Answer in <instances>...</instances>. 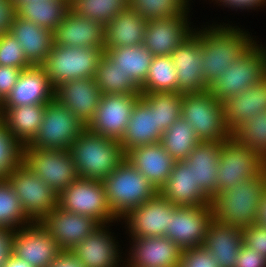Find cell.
<instances>
[{
	"label": "cell",
	"mask_w": 266,
	"mask_h": 267,
	"mask_svg": "<svg viewBox=\"0 0 266 267\" xmlns=\"http://www.w3.org/2000/svg\"><path fill=\"white\" fill-rule=\"evenodd\" d=\"M3 267H32L27 262L11 255Z\"/></svg>",
	"instance_id": "obj_55"
},
{
	"label": "cell",
	"mask_w": 266,
	"mask_h": 267,
	"mask_svg": "<svg viewBox=\"0 0 266 267\" xmlns=\"http://www.w3.org/2000/svg\"><path fill=\"white\" fill-rule=\"evenodd\" d=\"M102 96L94 78L63 82L55 87L54 99L87 126L93 119Z\"/></svg>",
	"instance_id": "obj_18"
},
{
	"label": "cell",
	"mask_w": 266,
	"mask_h": 267,
	"mask_svg": "<svg viewBox=\"0 0 266 267\" xmlns=\"http://www.w3.org/2000/svg\"><path fill=\"white\" fill-rule=\"evenodd\" d=\"M140 95L102 94L93 119L86 128L92 133L120 141Z\"/></svg>",
	"instance_id": "obj_15"
},
{
	"label": "cell",
	"mask_w": 266,
	"mask_h": 267,
	"mask_svg": "<svg viewBox=\"0 0 266 267\" xmlns=\"http://www.w3.org/2000/svg\"><path fill=\"white\" fill-rule=\"evenodd\" d=\"M104 48L68 47L53 44L41 65L53 87L76 79L94 78Z\"/></svg>",
	"instance_id": "obj_5"
},
{
	"label": "cell",
	"mask_w": 266,
	"mask_h": 267,
	"mask_svg": "<svg viewBox=\"0 0 266 267\" xmlns=\"http://www.w3.org/2000/svg\"><path fill=\"white\" fill-rule=\"evenodd\" d=\"M190 0H128V8L145 20L165 19L176 15H188Z\"/></svg>",
	"instance_id": "obj_40"
},
{
	"label": "cell",
	"mask_w": 266,
	"mask_h": 267,
	"mask_svg": "<svg viewBox=\"0 0 266 267\" xmlns=\"http://www.w3.org/2000/svg\"><path fill=\"white\" fill-rule=\"evenodd\" d=\"M99 226L92 234L80 241L70 251L84 267H118L121 256H119L118 245L111 236V232ZM108 230V231H107Z\"/></svg>",
	"instance_id": "obj_24"
},
{
	"label": "cell",
	"mask_w": 266,
	"mask_h": 267,
	"mask_svg": "<svg viewBox=\"0 0 266 267\" xmlns=\"http://www.w3.org/2000/svg\"><path fill=\"white\" fill-rule=\"evenodd\" d=\"M126 160L158 191L166 183L175 163L160 142L130 149L126 152Z\"/></svg>",
	"instance_id": "obj_27"
},
{
	"label": "cell",
	"mask_w": 266,
	"mask_h": 267,
	"mask_svg": "<svg viewBox=\"0 0 266 267\" xmlns=\"http://www.w3.org/2000/svg\"><path fill=\"white\" fill-rule=\"evenodd\" d=\"M177 71L179 93L208 91L203 79L201 65V42L195 30L171 54Z\"/></svg>",
	"instance_id": "obj_19"
},
{
	"label": "cell",
	"mask_w": 266,
	"mask_h": 267,
	"mask_svg": "<svg viewBox=\"0 0 266 267\" xmlns=\"http://www.w3.org/2000/svg\"><path fill=\"white\" fill-rule=\"evenodd\" d=\"M13 5L17 8L21 3L28 2V1H39V0H10Z\"/></svg>",
	"instance_id": "obj_56"
},
{
	"label": "cell",
	"mask_w": 266,
	"mask_h": 267,
	"mask_svg": "<svg viewBox=\"0 0 266 267\" xmlns=\"http://www.w3.org/2000/svg\"><path fill=\"white\" fill-rule=\"evenodd\" d=\"M94 80L102 94L141 95L140 86L105 52L97 64Z\"/></svg>",
	"instance_id": "obj_35"
},
{
	"label": "cell",
	"mask_w": 266,
	"mask_h": 267,
	"mask_svg": "<svg viewBox=\"0 0 266 267\" xmlns=\"http://www.w3.org/2000/svg\"><path fill=\"white\" fill-rule=\"evenodd\" d=\"M266 177H251L219 192L211 201L213 218L241 229L257 223Z\"/></svg>",
	"instance_id": "obj_3"
},
{
	"label": "cell",
	"mask_w": 266,
	"mask_h": 267,
	"mask_svg": "<svg viewBox=\"0 0 266 267\" xmlns=\"http://www.w3.org/2000/svg\"><path fill=\"white\" fill-rule=\"evenodd\" d=\"M127 266L131 267H178L182 249L166 236L131 238Z\"/></svg>",
	"instance_id": "obj_21"
},
{
	"label": "cell",
	"mask_w": 266,
	"mask_h": 267,
	"mask_svg": "<svg viewBox=\"0 0 266 267\" xmlns=\"http://www.w3.org/2000/svg\"><path fill=\"white\" fill-rule=\"evenodd\" d=\"M251 177H266V160L231 135L220 150L217 193Z\"/></svg>",
	"instance_id": "obj_8"
},
{
	"label": "cell",
	"mask_w": 266,
	"mask_h": 267,
	"mask_svg": "<svg viewBox=\"0 0 266 267\" xmlns=\"http://www.w3.org/2000/svg\"><path fill=\"white\" fill-rule=\"evenodd\" d=\"M22 162L57 194L79 178L70 150L26 145L22 150Z\"/></svg>",
	"instance_id": "obj_9"
},
{
	"label": "cell",
	"mask_w": 266,
	"mask_h": 267,
	"mask_svg": "<svg viewBox=\"0 0 266 267\" xmlns=\"http://www.w3.org/2000/svg\"><path fill=\"white\" fill-rule=\"evenodd\" d=\"M105 53L139 86L145 82L154 55L142 44L109 48Z\"/></svg>",
	"instance_id": "obj_36"
},
{
	"label": "cell",
	"mask_w": 266,
	"mask_h": 267,
	"mask_svg": "<svg viewBox=\"0 0 266 267\" xmlns=\"http://www.w3.org/2000/svg\"><path fill=\"white\" fill-rule=\"evenodd\" d=\"M55 238L62 251H70L101 224L93 217L55 207L39 221Z\"/></svg>",
	"instance_id": "obj_17"
},
{
	"label": "cell",
	"mask_w": 266,
	"mask_h": 267,
	"mask_svg": "<svg viewBox=\"0 0 266 267\" xmlns=\"http://www.w3.org/2000/svg\"><path fill=\"white\" fill-rule=\"evenodd\" d=\"M243 244V229L212 219L203 246L215 258L219 267H234Z\"/></svg>",
	"instance_id": "obj_30"
},
{
	"label": "cell",
	"mask_w": 266,
	"mask_h": 267,
	"mask_svg": "<svg viewBox=\"0 0 266 267\" xmlns=\"http://www.w3.org/2000/svg\"><path fill=\"white\" fill-rule=\"evenodd\" d=\"M188 15L147 21L143 46L154 56L171 55L195 30L189 27Z\"/></svg>",
	"instance_id": "obj_20"
},
{
	"label": "cell",
	"mask_w": 266,
	"mask_h": 267,
	"mask_svg": "<svg viewBox=\"0 0 266 267\" xmlns=\"http://www.w3.org/2000/svg\"><path fill=\"white\" fill-rule=\"evenodd\" d=\"M70 10L106 26L112 18L128 8V0H69Z\"/></svg>",
	"instance_id": "obj_39"
},
{
	"label": "cell",
	"mask_w": 266,
	"mask_h": 267,
	"mask_svg": "<svg viewBox=\"0 0 266 267\" xmlns=\"http://www.w3.org/2000/svg\"><path fill=\"white\" fill-rule=\"evenodd\" d=\"M52 83L41 66H32L20 74L10 94L0 106L47 104L54 100Z\"/></svg>",
	"instance_id": "obj_23"
},
{
	"label": "cell",
	"mask_w": 266,
	"mask_h": 267,
	"mask_svg": "<svg viewBox=\"0 0 266 267\" xmlns=\"http://www.w3.org/2000/svg\"><path fill=\"white\" fill-rule=\"evenodd\" d=\"M16 15V7L10 0H0V36L10 32L11 24Z\"/></svg>",
	"instance_id": "obj_50"
},
{
	"label": "cell",
	"mask_w": 266,
	"mask_h": 267,
	"mask_svg": "<svg viewBox=\"0 0 266 267\" xmlns=\"http://www.w3.org/2000/svg\"><path fill=\"white\" fill-rule=\"evenodd\" d=\"M178 267H219L204 246L182 250Z\"/></svg>",
	"instance_id": "obj_46"
},
{
	"label": "cell",
	"mask_w": 266,
	"mask_h": 267,
	"mask_svg": "<svg viewBox=\"0 0 266 267\" xmlns=\"http://www.w3.org/2000/svg\"><path fill=\"white\" fill-rule=\"evenodd\" d=\"M14 229L0 227V267H3L12 255V238Z\"/></svg>",
	"instance_id": "obj_51"
},
{
	"label": "cell",
	"mask_w": 266,
	"mask_h": 267,
	"mask_svg": "<svg viewBox=\"0 0 266 267\" xmlns=\"http://www.w3.org/2000/svg\"><path fill=\"white\" fill-rule=\"evenodd\" d=\"M46 104L0 106V122L24 147L28 145L40 128Z\"/></svg>",
	"instance_id": "obj_31"
},
{
	"label": "cell",
	"mask_w": 266,
	"mask_h": 267,
	"mask_svg": "<svg viewBox=\"0 0 266 267\" xmlns=\"http://www.w3.org/2000/svg\"><path fill=\"white\" fill-rule=\"evenodd\" d=\"M227 25L216 24L197 30L201 42L202 74L207 87L256 42L246 31Z\"/></svg>",
	"instance_id": "obj_1"
},
{
	"label": "cell",
	"mask_w": 266,
	"mask_h": 267,
	"mask_svg": "<svg viewBox=\"0 0 266 267\" xmlns=\"http://www.w3.org/2000/svg\"><path fill=\"white\" fill-rule=\"evenodd\" d=\"M5 179L19 198L24 213L31 221L39 222L58 206L59 194L23 162L19 163Z\"/></svg>",
	"instance_id": "obj_10"
},
{
	"label": "cell",
	"mask_w": 266,
	"mask_h": 267,
	"mask_svg": "<svg viewBox=\"0 0 266 267\" xmlns=\"http://www.w3.org/2000/svg\"><path fill=\"white\" fill-rule=\"evenodd\" d=\"M69 11V0H39L21 3L16 15L53 32Z\"/></svg>",
	"instance_id": "obj_34"
},
{
	"label": "cell",
	"mask_w": 266,
	"mask_h": 267,
	"mask_svg": "<svg viewBox=\"0 0 266 267\" xmlns=\"http://www.w3.org/2000/svg\"><path fill=\"white\" fill-rule=\"evenodd\" d=\"M113 214L122 220L132 209L153 198L159 191L130 163L124 161L102 181Z\"/></svg>",
	"instance_id": "obj_4"
},
{
	"label": "cell",
	"mask_w": 266,
	"mask_h": 267,
	"mask_svg": "<svg viewBox=\"0 0 266 267\" xmlns=\"http://www.w3.org/2000/svg\"><path fill=\"white\" fill-rule=\"evenodd\" d=\"M61 252L55 238L40 222L32 221L14 231L12 255L32 267H48Z\"/></svg>",
	"instance_id": "obj_13"
},
{
	"label": "cell",
	"mask_w": 266,
	"mask_h": 267,
	"mask_svg": "<svg viewBox=\"0 0 266 267\" xmlns=\"http://www.w3.org/2000/svg\"><path fill=\"white\" fill-rule=\"evenodd\" d=\"M159 193L175 206L211 204V200L196 186L192 167L185 160L175 161L170 176Z\"/></svg>",
	"instance_id": "obj_26"
},
{
	"label": "cell",
	"mask_w": 266,
	"mask_h": 267,
	"mask_svg": "<svg viewBox=\"0 0 266 267\" xmlns=\"http://www.w3.org/2000/svg\"><path fill=\"white\" fill-rule=\"evenodd\" d=\"M146 27L147 20L126 8L105 26L104 50L143 44Z\"/></svg>",
	"instance_id": "obj_33"
},
{
	"label": "cell",
	"mask_w": 266,
	"mask_h": 267,
	"mask_svg": "<svg viewBox=\"0 0 266 267\" xmlns=\"http://www.w3.org/2000/svg\"><path fill=\"white\" fill-rule=\"evenodd\" d=\"M79 178L100 180L126 161L119 141L92 133L87 128L70 147Z\"/></svg>",
	"instance_id": "obj_2"
},
{
	"label": "cell",
	"mask_w": 266,
	"mask_h": 267,
	"mask_svg": "<svg viewBox=\"0 0 266 267\" xmlns=\"http://www.w3.org/2000/svg\"><path fill=\"white\" fill-rule=\"evenodd\" d=\"M85 129L82 121L54 99L46 104L40 128L27 146L69 150Z\"/></svg>",
	"instance_id": "obj_11"
},
{
	"label": "cell",
	"mask_w": 266,
	"mask_h": 267,
	"mask_svg": "<svg viewBox=\"0 0 266 267\" xmlns=\"http://www.w3.org/2000/svg\"><path fill=\"white\" fill-rule=\"evenodd\" d=\"M10 32L22 46L28 62L32 66H41L51 51L53 32L17 15Z\"/></svg>",
	"instance_id": "obj_32"
},
{
	"label": "cell",
	"mask_w": 266,
	"mask_h": 267,
	"mask_svg": "<svg viewBox=\"0 0 266 267\" xmlns=\"http://www.w3.org/2000/svg\"><path fill=\"white\" fill-rule=\"evenodd\" d=\"M175 209L176 206L158 192L122 219L132 238L161 237L165 236Z\"/></svg>",
	"instance_id": "obj_16"
},
{
	"label": "cell",
	"mask_w": 266,
	"mask_h": 267,
	"mask_svg": "<svg viewBox=\"0 0 266 267\" xmlns=\"http://www.w3.org/2000/svg\"><path fill=\"white\" fill-rule=\"evenodd\" d=\"M104 43L105 26L71 10L53 31V44L59 46L104 48Z\"/></svg>",
	"instance_id": "obj_22"
},
{
	"label": "cell",
	"mask_w": 266,
	"mask_h": 267,
	"mask_svg": "<svg viewBox=\"0 0 266 267\" xmlns=\"http://www.w3.org/2000/svg\"><path fill=\"white\" fill-rule=\"evenodd\" d=\"M214 1V0H213ZM217 3H222L221 5H224L228 8L232 7V9L236 10L239 9H257V7H262V5L266 6V0H215Z\"/></svg>",
	"instance_id": "obj_52"
},
{
	"label": "cell",
	"mask_w": 266,
	"mask_h": 267,
	"mask_svg": "<svg viewBox=\"0 0 266 267\" xmlns=\"http://www.w3.org/2000/svg\"><path fill=\"white\" fill-rule=\"evenodd\" d=\"M181 118L193 127L201 142L225 141L232 135L225 124L222 102L208 91L183 93Z\"/></svg>",
	"instance_id": "obj_6"
},
{
	"label": "cell",
	"mask_w": 266,
	"mask_h": 267,
	"mask_svg": "<svg viewBox=\"0 0 266 267\" xmlns=\"http://www.w3.org/2000/svg\"><path fill=\"white\" fill-rule=\"evenodd\" d=\"M58 206L69 212L93 217L101 225L114 220L118 222L100 180L78 178L59 194Z\"/></svg>",
	"instance_id": "obj_12"
},
{
	"label": "cell",
	"mask_w": 266,
	"mask_h": 267,
	"mask_svg": "<svg viewBox=\"0 0 266 267\" xmlns=\"http://www.w3.org/2000/svg\"><path fill=\"white\" fill-rule=\"evenodd\" d=\"M22 71L19 68L0 66V104L10 94Z\"/></svg>",
	"instance_id": "obj_48"
},
{
	"label": "cell",
	"mask_w": 266,
	"mask_h": 267,
	"mask_svg": "<svg viewBox=\"0 0 266 267\" xmlns=\"http://www.w3.org/2000/svg\"><path fill=\"white\" fill-rule=\"evenodd\" d=\"M243 244L266 257V227L254 223L243 228Z\"/></svg>",
	"instance_id": "obj_47"
},
{
	"label": "cell",
	"mask_w": 266,
	"mask_h": 267,
	"mask_svg": "<svg viewBox=\"0 0 266 267\" xmlns=\"http://www.w3.org/2000/svg\"><path fill=\"white\" fill-rule=\"evenodd\" d=\"M224 141L200 142L185 160L193 170L196 186L212 201L217 194V171Z\"/></svg>",
	"instance_id": "obj_29"
},
{
	"label": "cell",
	"mask_w": 266,
	"mask_h": 267,
	"mask_svg": "<svg viewBox=\"0 0 266 267\" xmlns=\"http://www.w3.org/2000/svg\"><path fill=\"white\" fill-rule=\"evenodd\" d=\"M200 142L193 127L181 117L162 134L160 141L175 161L186 160L189 153Z\"/></svg>",
	"instance_id": "obj_37"
},
{
	"label": "cell",
	"mask_w": 266,
	"mask_h": 267,
	"mask_svg": "<svg viewBox=\"0 0 266 267\" xmlns=\"http://www.w3.org/2000/svg\"><path fill=\"white\" fill-rule=\"evenodd\" d=\"M234 267H266V257L242 244Z\"/></svg>",
	"instance_id": "obj_49"
},
{
	"label": "cell",
	"mask_w": 266,
	"mask_h": 267,
	"mask_svg": "<svg viewBox=\"0 0 266 267\" xmlns=\"http://www.w3.org/2000/svg\"><path fill=\"white\" fill-rule=\"evenodd\" d=\"M162 132L157 128L156 110L141 94L135 103L122 139L119 141L125 152L134 147L159 143Z\"/></svg>",
	"instance_id": "obj_25"
},
{
	"label": "cell",
	"mask_w": 266,
	"mask_h": 267,
	"mask_svg": "<svg viewBox=\"0 0 266 267\" xmlns=\"http://www.w3.org/2000/svg\"><path fill=\"white\" fill-rule=\"evenodd\" d=\"M266 77V49L255 42L243 56L225 69L224 74L214 81L208 92L218 101L237 95Z\"/></svg>",
	"instance_id": "obj_7"
},
{
	"label": "cell",
	"mask_w": 266,
	"mask_h": 267,
	"mask_svg": "<svg viewBox=\"0 0 266 267\" xmlns=\"http://www.w3.org/2000/svg\"><path fill=\"white\" fill-rule=\"evenodd\" d=\"M142 93L177 92V71L171 55L154 56L145 82L140 86Z\"/></svg>",
	"instance_id": "obj_38"
},
{
	"label": "cell",
	"mask_w": 266,
	"mask_h": 267,
	"mask_svg": "<svg viewBox=\"0 0 266 267\" xmlns=\"http://www.w3.org/2000/svg\"><path fill=\"white\" fill-rule=\"evenodd\" d=\"M156 110L157 128L164 133L181 117L183 94L177 92L142 93Z\"/></svg>",
	"instance_id": "obj_41"
},
{
	"label": "cell",
	"mask_w": 266,
	"mask_h": 267,
	"mask_svg": "<svg viewBox=\"0 0 266 267\" xmlns=\"http://www.w3.org/2000/svg\"><path fill=\"white\" fill-rule=\"evenodd\" d=\"M257 223L266 227V189L263 193V198L259 207V217Z\"/></svg>",
	"instance_id": "obj_54"
},
{
	"label": "cell",
	"mask_w": 266,
	"mask_h": 267,
	"mask_svg": "<svg viewBox=\"0 0 266 267\" xmlns=\"http://www.w3.org/2000/svg\"><path fill=\"white\" fill-rule=\"evenodd\" d=\"M48 267H84L71 251H62Z\"/></svg>",
	"instance_id": "obj_53"
},
{
	"label": "cell",
	"mask_w": 266,
	"mask_h": 267,
	"mask_svg": "<svg viewBox=\"0 0 266 267\" xmlns=\"http://www.w3.org/2000/svg\"><path fill=\"white\" fill-rule=\"evenodd\" d=\"M225 124L233 133L240 125L266 110V77L222 102Z\"/></svg>",
	"instance_id": "obj_28"
},
{
	"label": "cell",
	"mask_w": 266,
	"mask_h": 267,
	"mask_svg": "<svg viewBox=\"0 0 266 267\" xmlns=\"http://www.w3.org/2000/svg\"><path fill=\"white\" fill-rule=\"evenodd\" d=\"M232 135L266 160V110L244 122Z\"/></svg>",
	"instance_id": "obj_43"
},
{
	"label": "cell",
	"mask_w": 266,
	"mask_h": 267,
	"mask_svg": "<svg viewBox=\"0 0 266 267\" xmlns=\"http://www.w3.org/2000/svg\"><path fill=\"white\" fill-rule=\"evenodd\" d=\"M0 66H10L22 70L32 67L22 46L11 32L0 36Z\"/></svg>",
	"instance_id": "obj_45"
},
{
	"label": "cell",
	"mask_w": 266,
	"mask_h": 267,
	"mask_svg": "<svg viewBox=\"0 0 266 267\" xmlns=\"http://www.w3.org/2000/svg\"><path fill=\"white\" fill-rule=\"evenodd\" d=\"M23 146L8 132L0 122V179L22 162Z\"/></svg>",
	"instance_id": "obj_44"
},
{
	"label": "cell",
	"mask_w": 266,
	"mask_h": 267,
	"mask_svg": "<svg viewBox=\"0 0 266 267\" xmlns=\"http://www.w3.org/2000/svg\"><path fill=\"white\" fill-rule=\"evenodd\" d=\"M213 219L212 205L176 206L171 213L165 236L182 250L203 246L209 223Z\"/></svg>",
	"instance_id": "obj_14"
},
{
	"label": "cell",
	"mask_w": 266,
	"mask_h": 267,
	"mask_svg": "<svg viewBox=\"0 0 266 267\" xmlns=\"http://www.w3.org/2000/svg\"><path fill=\"white\" fill-rule=\"evenodd\" d=\"M31 222L12 187L6 179H0V227L17 230Z\"/></svg>",
	"instance_id": "obj_42"
}]
</instances>
